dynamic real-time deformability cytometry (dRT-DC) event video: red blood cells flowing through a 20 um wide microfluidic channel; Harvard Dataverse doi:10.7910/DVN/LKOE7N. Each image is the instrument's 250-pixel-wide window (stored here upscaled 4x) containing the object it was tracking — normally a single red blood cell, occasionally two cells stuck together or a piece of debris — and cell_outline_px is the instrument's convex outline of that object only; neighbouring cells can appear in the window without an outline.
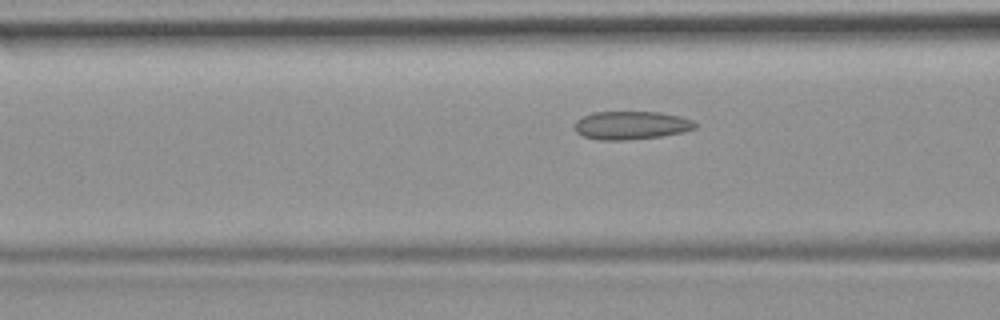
{"species": "common noctule bat (a hibernating species)", "species_latin": "Nyctalus noctula", "temperature_condition": "room temperature", "stored_images_in_passage": 12, "camera_frame_rate_fps": 3000, "um_per_image_px": 0.085, "animal": {"sex": "female", "body_mass_g": 19.9}, "frame": {"image": 1, "passage_image": 10, "time_ms": 3.0, "image_size_px": [1000, 320], "cell_outline_px": [[696, 128], [684, 132], [660, 136], [624, 140], [600, 140], [584, 136], [576, 132], [576, 120], [592, 112], [660, 112], [680, 116], [692, 120], [696, 124]], "centroid_in_image_um": [53.67, 10.64], "position_along_channel_um": 112.9, "area_um2": 19.71}}